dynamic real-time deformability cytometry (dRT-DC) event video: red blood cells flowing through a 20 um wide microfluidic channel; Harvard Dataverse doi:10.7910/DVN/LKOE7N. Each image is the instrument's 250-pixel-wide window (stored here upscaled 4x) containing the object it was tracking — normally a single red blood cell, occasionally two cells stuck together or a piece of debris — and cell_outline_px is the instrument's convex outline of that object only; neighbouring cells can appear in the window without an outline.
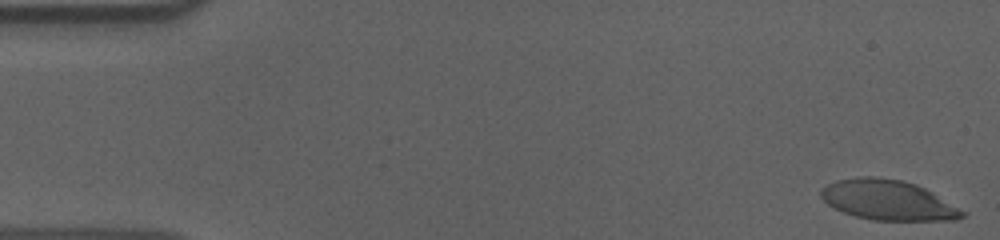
{"species": "human", "species_latin": "Homo sapiens", "temperature_condition": "cold", "stored_images_in_passage": 56, "camera_frame_rate_fps": 3000, "um_per_image_px": 0.085, "donor": {"sex": "male"}, "frame": {"image": 1, "passage_image": 1, "time_ms": 0.0, "image_size_px": [1000, 240], "cell_outline_px": [[968, 212], [964, 216], [956, 220], [872, 220], [856, 216], [844, 212], [828, 204], [820, 196], [820, 188], [836, 180], [856, 176], [872, 176], [900, 180], [916, 184], [932, 192]], "centroid_in_image_um": [75.49, 17.0], "position_along_channel_um": 9.5, "area_um2": 33.0}}
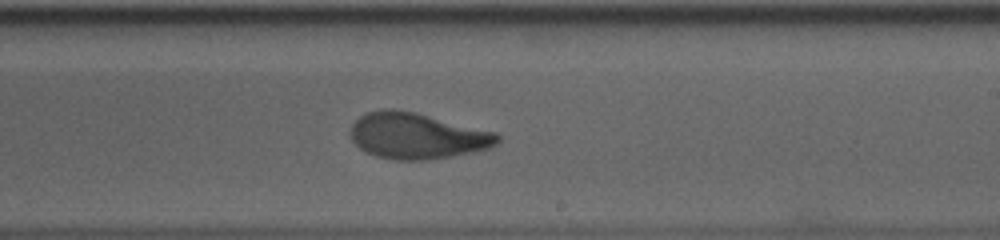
{"frame": {"image": 2, "passage_image": 33, "time_ms": 10.667, "image_size_px": [1000, 240], "cell_outline_px": [[500, 140], [496, 144], [488, 148], [472, 152], [452, 156], [428, 160], [392, 160], [376, 156], [364, 152], [352, 140], [348, 132], [352, 124], [360, 116], [368, 112], [380, 108], [392, 108], [416, 112], [496, 132], [500, 136]], "centroid_in_image_um": [35.41, 11.54], "position_along_channel_um": 253.6, "area_um2": 39.77}}
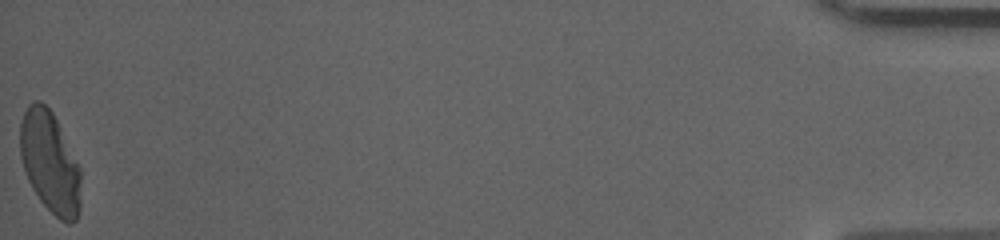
{"frame": {"image": 3, "passage_image": 56, "time_ms": 18.333, "image_size_px": [1000, 240], "cell_outline_px": [[80, 208], [76, 220], [72, 224], [68, 224], [60, 220], [40, 200], [32, 188], [28, 180], [20, 156], [20, 124], [24, 112], [28, 104], [32, 100], [40, 100], [52, 112], [80, 168]], "centroid_in_image_um": [4.23, 13.8], "position_along_channel_um": 431.0, "area_um2": 35.72}, "authors_computed_cell_mechanics": {"area_um2": 38.2058, "velocity_mm_per_s": 3.6214, "shape_relaxation_time_tau1_ms": 4.9282, "shape_relaxation_time_tau2_ms": 1.649, "deformation_change_tau1": 0.2072, "deformation_change_tau2": 0.0773}}